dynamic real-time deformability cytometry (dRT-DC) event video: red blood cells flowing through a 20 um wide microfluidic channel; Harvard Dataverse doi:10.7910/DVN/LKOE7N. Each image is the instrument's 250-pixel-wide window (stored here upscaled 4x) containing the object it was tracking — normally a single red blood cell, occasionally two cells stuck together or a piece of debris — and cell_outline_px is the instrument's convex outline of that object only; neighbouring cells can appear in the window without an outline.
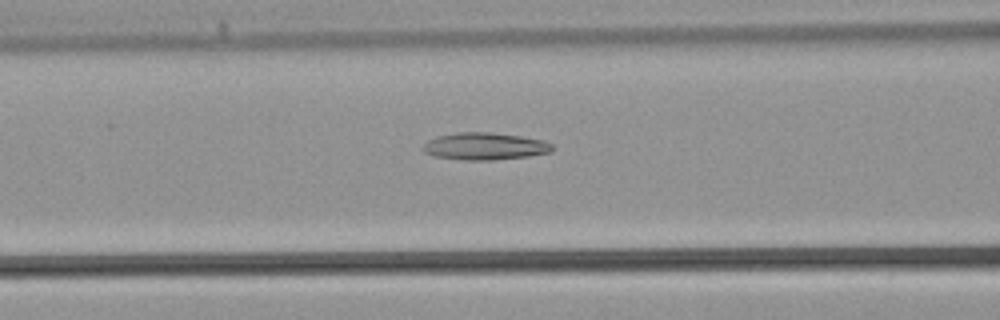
{"species": "common noctule bat (a hibernating species)", "species_latin": "Nyctalus noctula", "temperature_condition": "warm", "stored_images_in_passage": 35, "camera_frame_rate_fps": 3000, "um_per_image_px": 0.085, "animal": {"sex": "male", "body_mass_g": 21.5, "forearm_length_mm": 52.0}, "frame": {"image": 1, "passage_image": 11, "time_ms": 3.333, "image_size_px": [1000, 320], "cell_outline_px": [[552, 152], [528, 156], [492, 160], [464, 160], [432, 156], [424, 152], [420, 148], [428, 140], [436, 136], [456, 132], [488, 132], [520, 136], [544, 140], [552, 144]], "centroid_in_image_um": [41.16, 12.43], "position_along_channel_um": 125.4, "area_um2": 20.63}}
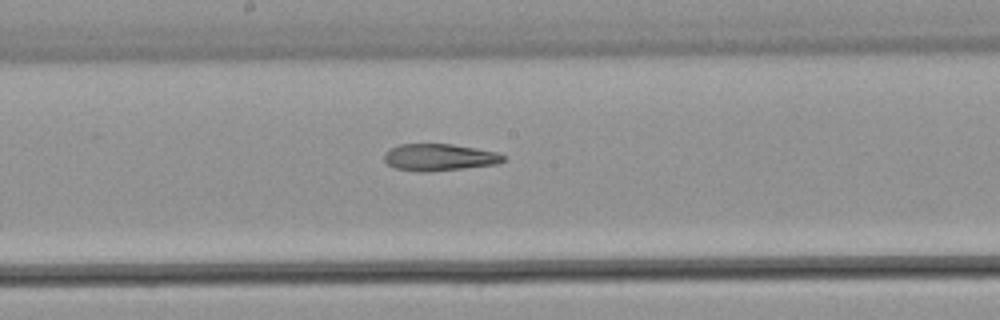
{"frame": {"image": 2, "passage_image": 16, "time_ms": 5.0, "image_size_px": [1000, 320], "cell_outline_px": [[504, 160], [500, 164], [464, 168], [424, 172], [420, 172], [392, 168], [384, 160], [384, 152], [400, 144], [452, 144], [476, 148], [496, 152], [504, 156]], "centroid_in_image_um": [37.32, 13.37], "position_along_channel_um": 210.9, "area_um2": 18.73}}
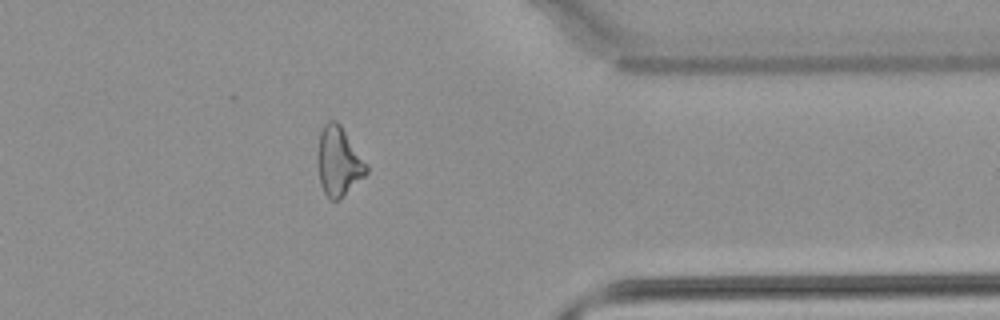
{"frame": {"image": 3, "passage_image": 27, "time_ms": 8.667, "image_size_px": [1000, 320], "cell_outline_px": [[368, 172], [340, 200], [332, 200], [324, 192], [320, 184], [316, 164], [316, 156], [320, 132], [324, 124], [328, 120], [336, 120], [340, 124], [368, 168]], "centroid_in_image_um": [28.72, 13.73], "position_along_channel_um": 382.7, "area_um2": 19.59}}